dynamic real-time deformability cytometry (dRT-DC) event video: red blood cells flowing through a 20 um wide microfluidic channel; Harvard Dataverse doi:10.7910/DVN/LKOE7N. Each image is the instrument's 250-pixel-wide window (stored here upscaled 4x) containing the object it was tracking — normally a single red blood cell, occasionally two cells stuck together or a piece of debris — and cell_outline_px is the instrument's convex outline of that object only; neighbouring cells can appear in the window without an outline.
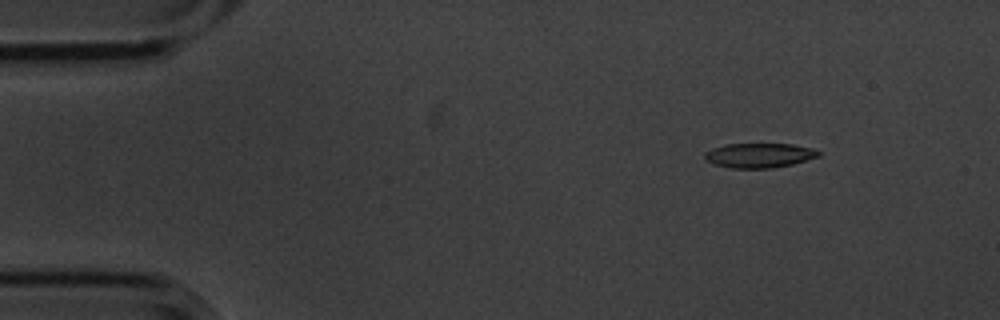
{"species": "common noctule bat (a hibernating species)", "species_latin": "Nyctalus noctula", "temperature_condition": "cold", "stored_images_in_passage": 6, "segment_of_instrument_passage": [2, 2], "camera_frame_rate_fps": 3000, "um_per_image_px": 0.085, "animal": {"sex": "male", "body_mass_g": 20.1, "forearm_length_mm": 53.5}, "frame": {"image": 1, "passage_image": 6, "time_ms": 1.667, "image_size_px": [1000, 320], "cell_outline_px": [[820, 156], [792, 164], [772, 168], [732, 168], [716, 164], [708, 160], [704, 156], [704, 152], [712, 148], [728, 144], [792, 144], [812, 148], [820, 152]], "centroid_in_image_um": [64.55, 13.2], "position_along_channel_um": 20.4, "area_um2": 16.13}}